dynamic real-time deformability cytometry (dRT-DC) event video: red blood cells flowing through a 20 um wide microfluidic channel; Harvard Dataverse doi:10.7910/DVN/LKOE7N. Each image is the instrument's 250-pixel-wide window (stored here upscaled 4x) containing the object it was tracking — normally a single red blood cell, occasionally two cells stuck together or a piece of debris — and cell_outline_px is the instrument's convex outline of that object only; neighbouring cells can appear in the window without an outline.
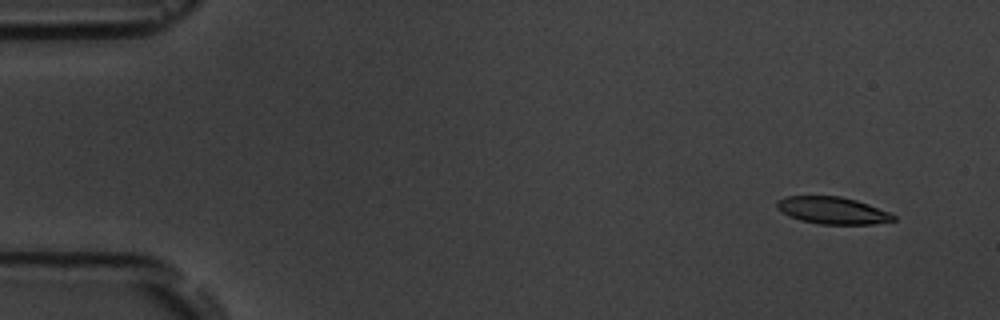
{"species": "common noctule bat (a hibernating species)", "species_latin": "Nyctalus noctula", "temperature_condition": "room temperature", "stored_images_in_passage": 5, "segment_of_instrument_passage": [1, 2], "camera_frame_rate_fps": 3000, "um_per_image_px": 0.085, "animal": {"sex": "male", "body_mass_g": 19.5, "forearm_length_mm": 54.6}, "frame": {"image": 1, "passage_image": 1, "time_ms": 0.0, "image_size_px": [1000, 320], "cell_outline_px": [[896, 220], [872, 224], [820, 224], [800, 220], [788, 216], [776, 208], [776, 200], [784, 196], [840, 196], [856, 200], [868, 204], [888, 212], [896, 216]], "centroid_in_image_um": [70.72, 17.88], "position_along_channel_um": 14.3, "area_um2": 18.44}}